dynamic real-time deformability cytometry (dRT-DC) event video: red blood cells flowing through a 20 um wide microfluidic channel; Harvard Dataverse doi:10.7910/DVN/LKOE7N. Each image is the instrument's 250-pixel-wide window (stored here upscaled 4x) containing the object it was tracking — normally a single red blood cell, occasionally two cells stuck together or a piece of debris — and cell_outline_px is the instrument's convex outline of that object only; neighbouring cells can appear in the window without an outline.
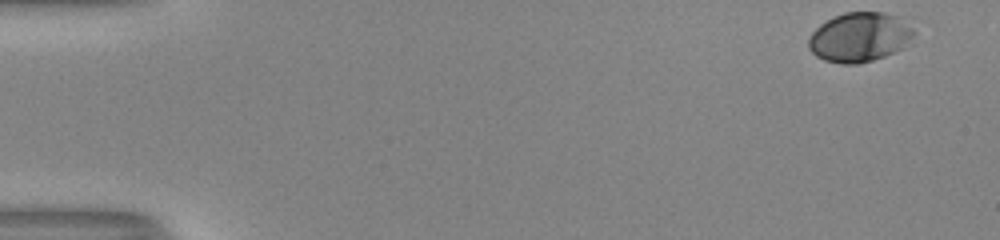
{"species": "human", "species_latin": "Homo sapiens", "temperature_condition": "room temperature", "stored_images_in_passage": 51, "camera_frame_rate_fps": 3000, "um_per_image_px": 0.085, "donor": {"sex": "male"}, "frame": {"image": 1, "passage_image": 1, "time_ms": 0.0, "image_size_px": [1000, 240], "cell_outline_px": [[916, 32], [904, 48], [884, 56], [872, 60], [856, 64], [844, 64], [824, 60], [816, 56], [808, 48], [808, 40], [812, 32], [820, 24], [844, 12], [884, 12], [896, 16], [912, 28]], "centroid_in_image_um": [73.05, 3.16], "position_along_channel_um": 11.9, "area_um2": 30.17}}
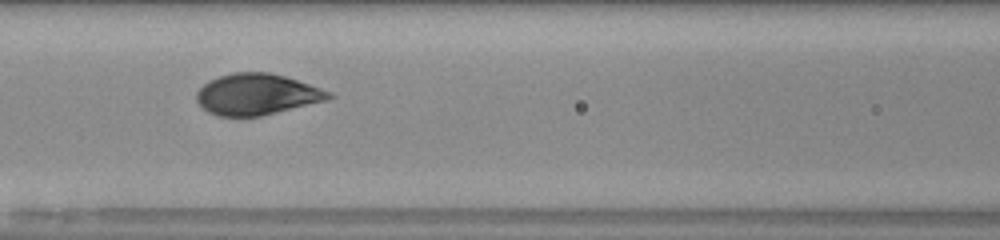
{"frame": {"image": 2, "passage_image": 23, "time_ms": 7.333, "image_size_px": [1000, 240], "cell_outline_px": [[336, 96], [328, 100], [260, 116], [216, 116], [208, 112], [196, 100], [196, 92], [204, 84], [220, 76], [232, 72], [268, 72], [284, 76], [332, 92]], "centroid_in_image_um": [21.84, 8.02], "position_along_channel_um": 144.8, "area_um2": 31.5}}
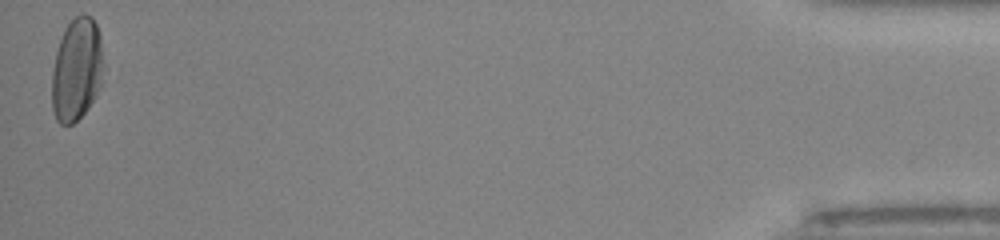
{"frame": {"image": 3, "passage_image": 51, "time_ms": 16.667, "image_size_px": [1000, 240], "cell_outline_px": [[104, 80], [96, 96], [88, 108], [72, 124], [60, 124], [56, 120], [52, 108], [52, 72], [56, 52], [64, 28], [76, 16], [84, 12], [92, 16], [96, 24], [100, 36], [104, 64]], "centroid_in_image_um": [6.55, 5.9], "position_along_channel_um": 428.7, "area_um2": 31.44}, "authors_computed_cell_mechanics": {"area_um2": 31.0386, "velocity_mm_per_s": 4.0299, "shape_relaxation_time_tau1_ms": 2.4083, "shape_relaxation_time_tau2_ms": null, "deformation_change_tau1": 0.1436, "deformation_change_tau2": null}}